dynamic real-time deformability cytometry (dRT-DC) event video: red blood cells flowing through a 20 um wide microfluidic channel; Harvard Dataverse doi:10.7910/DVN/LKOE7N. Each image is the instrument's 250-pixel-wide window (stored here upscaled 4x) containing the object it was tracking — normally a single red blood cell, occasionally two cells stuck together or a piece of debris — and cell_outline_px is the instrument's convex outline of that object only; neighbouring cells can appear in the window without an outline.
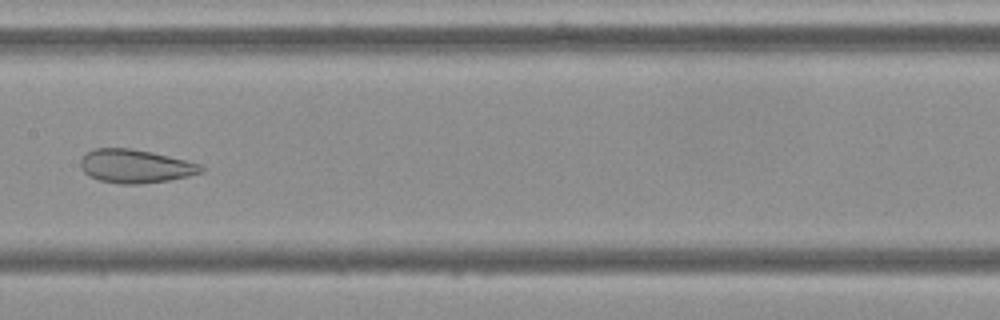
{"species": "Egyptian fruit bat (a non-hibernating species)", "species_latin": "Rousettus aegyptiacus", "temperature_condition": "cold", "stored_images_in_passage": 7, "camera_frame_rate_fps": 3000, "um_per_image_px": 0.085, "frame": {"image": 1, "passage_image": 7, "time_ms": 8.0, "image_size_px": [1000, 320], "cell_outline_px": [[204, 172], [188, 176], [168, 180], [140, 184], [120, 184], [100, 180], [88, 176], [80, 168], [80, 160], [92, 148], [132, 148], [152, 152], [200, 164], [204, 168]], "centroid_in_image_um": [11.48, 14.13], "position_along_channel_um": 195.9, "area_um2": 23.52}}